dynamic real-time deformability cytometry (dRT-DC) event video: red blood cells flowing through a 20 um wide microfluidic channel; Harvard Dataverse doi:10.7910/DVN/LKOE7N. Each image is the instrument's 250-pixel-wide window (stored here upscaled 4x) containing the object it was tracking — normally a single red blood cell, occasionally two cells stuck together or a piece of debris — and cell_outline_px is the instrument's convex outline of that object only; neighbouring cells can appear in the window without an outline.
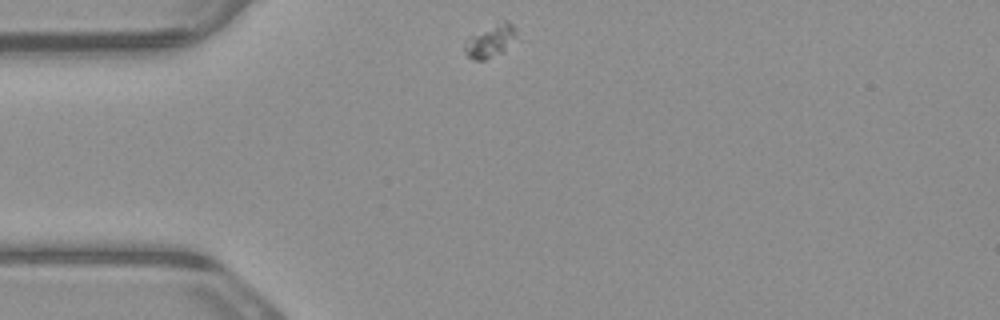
{"species": "common noctule bat (a hibernating species)", "species_latin": "Nyctalus noctula", "temperature_condition": "warm", "stored_images_in_passage": 4, "camera_frame_rate_fps": 3000, "um_per_image_px": 0.085, "animal": {"sex": "male", "body_mass_g": 23.1, "forearm_length_mm": 52.7}, "frame": {"image": 1, "passage_image": 1, "time_ms": 0.0, "image_size_px": [1000, 320], "cell_outline_px": [[528, 40], [504, 52], [484, 60], [476, 60], [468, 56], [464, 48], [464, 40], [504, 20], [508, 20]], "centroid_in_image_um": [41.95, 3.49], "position_along_channel_um": 43.0, "area_um2": 10.81}}
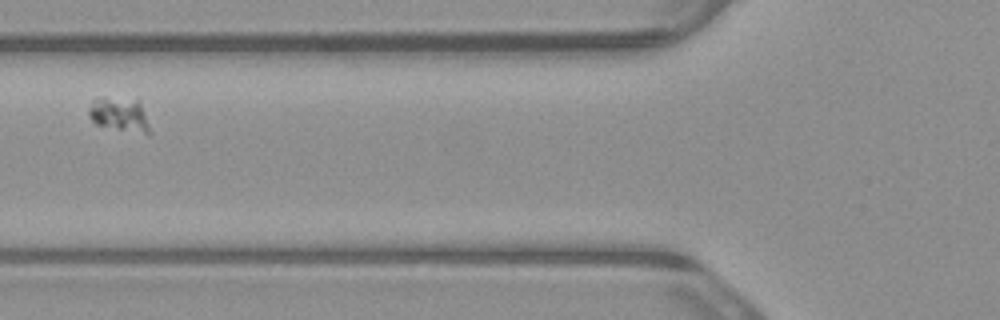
{"frame": {"image": 2, "passage_image": 3, "time_ms": 0.667, "image_size_px": [1000, 320], "cell_outline_px": [[152, 136], [148, 136], [96, 124], [88, 116], [88, 108], [92, 100], [140, 100], [152, 132]], "centroid_in_image_um": [10.24, 9.83], "position_along_channel_um": 115.6, "area_um2": 11.96}}
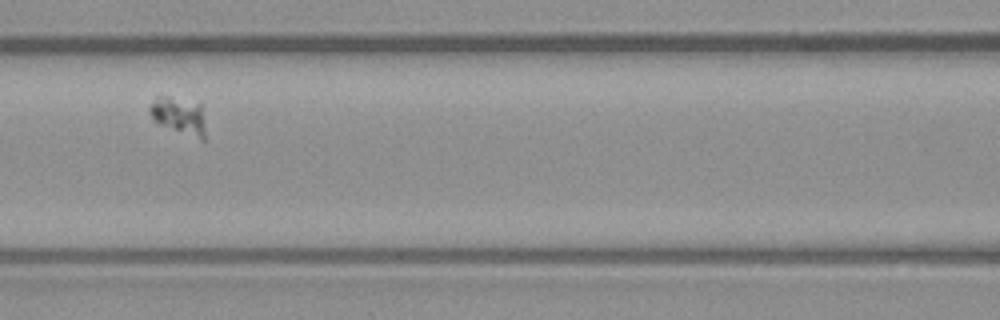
{"frame": {"image": 3, "passage_image": 4, "time_ms": 1.0, "image_size_px": [1000, 320], "cell_outline_px": [[204, 140], [200, 140], [160, 124], [152, 120], [148, 112], [148, 108], [156, 96], [168, 96], [200, 104], [204, 128]], "centroid_in_image_um": [15.15, 9.83], "position_along_channel_um": 151.5, "area_um2": 11.91}}